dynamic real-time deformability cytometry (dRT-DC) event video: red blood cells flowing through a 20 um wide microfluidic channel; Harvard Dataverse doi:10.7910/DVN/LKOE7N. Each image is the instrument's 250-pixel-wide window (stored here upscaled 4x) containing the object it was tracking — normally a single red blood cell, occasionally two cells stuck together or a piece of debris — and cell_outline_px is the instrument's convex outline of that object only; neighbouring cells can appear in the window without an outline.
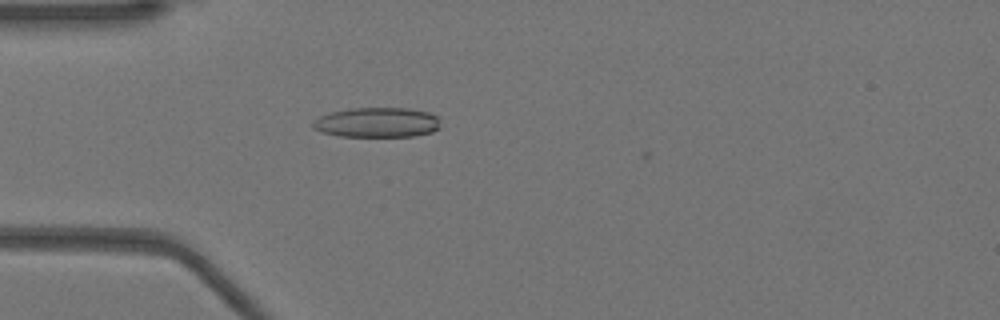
{"species": "Egyptian fruit bat (a non-hibernating species)", "species_latin": "Rousettus aegyptiacus", "temperature_condition": "warm", "stored_images_in_passage": 39, "camera_frame_rate_fps": 3000, "um_per_image_px": 0.085, "animal": {"sex": "female"}, "frame": {"image": 1, "passage_image": 2, "time_ms": 0.333, "image_size_px": [1000, 320], "cell_outline_px": [[440, 128], [432, 132], [416, 136], [340, 136], [320, 132], [312, 128], [312, 120], [320, 116], [332, 112], [352, 108], [408, 108], [428, 112], [436, 116]], "centroid_in_image_um": [32.02, 10.41], "position_along_channel_um": 53.0, "area_um2": 22.25}}
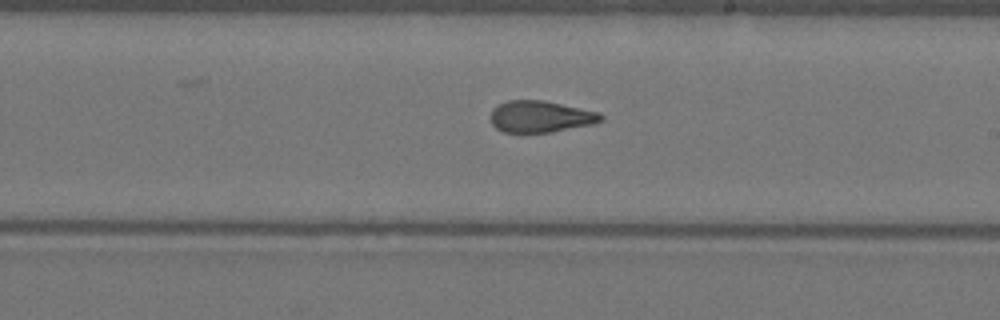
{"frame": {"image": 2, "passage_image": 17, "time_ms": 5.333, "image_size_px": [1000, 320], "cell_outline_px": [[604, 120], [592, 124], [552, 132], [504, 132], [496, 128], [492, 124], [488, 116], [492, 108], [508, 100], [544, 100], [600, 112], [604, 116]], "centroid_in_image_um": [45.93, 9.9], "position_along_channel_um": 243.1, "area_um2": 20.52}}
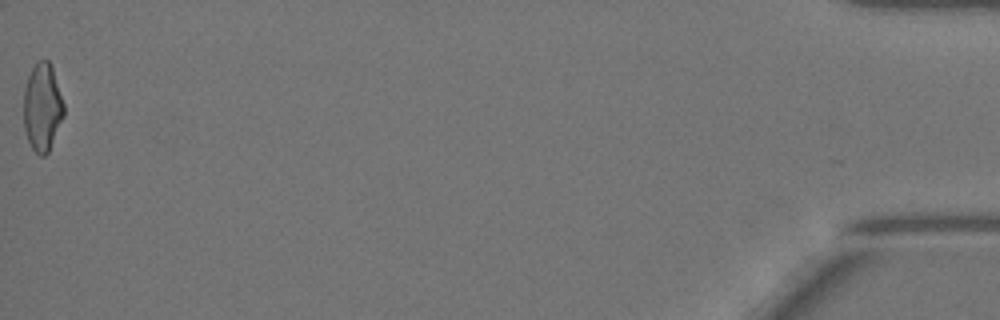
{"frame": {"image": 3, "passage_image": 39, "time_ms": 12.667, "image_size_px": [1000, 320], "cell_outline_px": [[64, 116], [48, 152], [44, 156], [40, 156], [32, 148], [28, 140], [24, 128], [24, 88], [28, 76], [32, 68], [40, 60], [48, 60], [52, 64], [64, 104]], "centroid_in_image_um": [3.61, 9.1], "position_along_channel_um": 431.6, "area_um2": 20.58}, "authors_computed_cell_mechanics": {"area_um2": 20.7502, "velocity_mm_per_s": 3.9454, "shape_relaxation_time_tau1_ms": null, "shape_relaxation_time_tau2_ms": 1.8575, "deformation_change_tau1": null, "deformation_change_tau2": 0.0985}}